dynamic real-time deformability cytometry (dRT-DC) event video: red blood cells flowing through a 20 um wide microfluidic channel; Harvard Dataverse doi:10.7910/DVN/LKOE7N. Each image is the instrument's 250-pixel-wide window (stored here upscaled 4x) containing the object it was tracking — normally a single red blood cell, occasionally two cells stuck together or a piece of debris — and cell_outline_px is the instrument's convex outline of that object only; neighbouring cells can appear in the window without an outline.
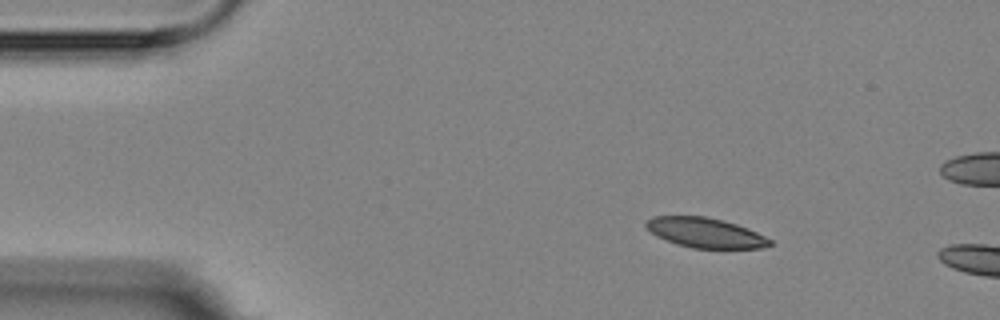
{"species": "Egyptian fruit bat (a non-hibernating species)", "species_latin": "Rousettus aegyptiacus", "temperature_condition": "room temperature", "stored_images_in_passage": 5, "camera_frame_rate_fps": 3000, "um_per_image_px": 0.085, "animal": {"sex": "female"}, "frame": {"image": 1, "passage_image": 2, "time_ms": 1.0, "image_size_px": [1000, 320], "cell_outline_px": [[772, 244], [760, 248], [692, 248], [676, 244], [656, 236], [644, 224], [652, 216], [704, 216], [724, 220], [748, 228], [772, 240]], "centroid_in_image_um": [59.95, 19.78], "position_along_channel_um": 25.1, "area_um2": 21.44}}